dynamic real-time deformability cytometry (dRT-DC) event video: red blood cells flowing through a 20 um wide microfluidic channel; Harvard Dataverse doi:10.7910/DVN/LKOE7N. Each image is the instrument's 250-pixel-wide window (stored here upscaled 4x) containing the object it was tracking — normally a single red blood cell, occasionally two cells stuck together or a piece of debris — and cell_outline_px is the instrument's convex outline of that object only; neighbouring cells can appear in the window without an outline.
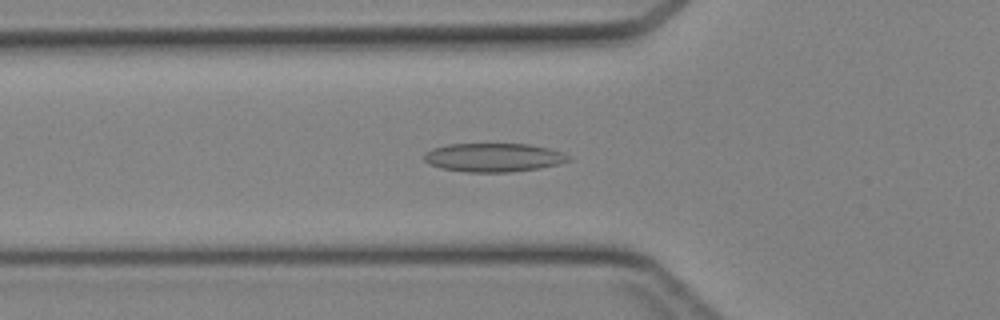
{"species": "Egyptian fruit bat (a non-hibernating species)", "species_latin": "Rousettus aegyptiacus", "temperature_condition": "cold", "stored_images_in_passage": 39, "camera_frame_rate_fps": 3000, "um_per_image_px": 0.085, "animal": {"sex": "female"}, "frame": {"image": 1, "passage_image": 16, "time_ms": 5.0, "image_size_px": [1000, 320], "cell_outline_px": [[572, 160], [556, 164], [536, 168], [508, 172], [468, 172], [440, 168], [428, 164], [424, 160], [424, 152], [432, 148], [448, 144], [528, 144], [548, 148], [564, 152]], "centroid_in_image_um": [41.9, 13.38], "position_along_channel_um": 83.9, "area_um2": 24.04}}
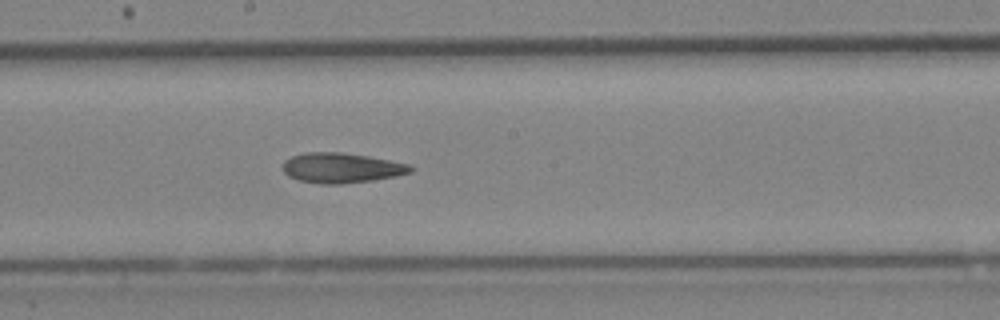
{"frame": {"image": 2, "passage_image": 25, "time_ms": 8.0, "image_size_px": [1000, 320], "cell_outline_px": [[416, 168], [412, 172], [396, 176], [372, 180], [340, 184], [324, 184], [300, 180], [288, 176], [284, 172], [284, 160], [292, 156], [304, 152], [340, 152], [368, 156], [408, 164]], "centroid_in_image_um": [29.04, 14.26], "position_along_channel_um": 219.2, "area_um2": 22.25}}
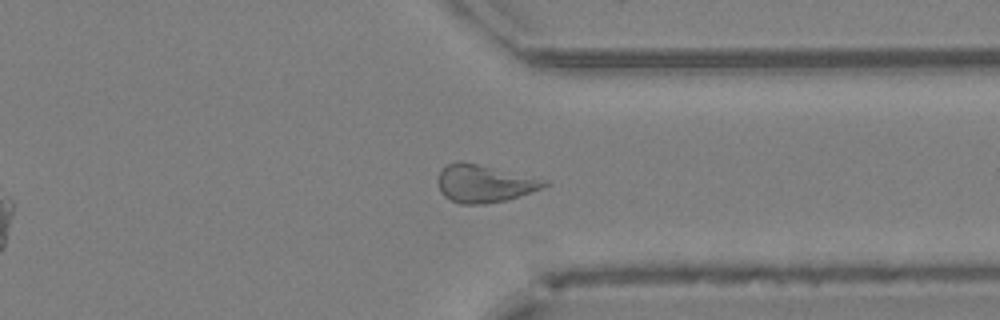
{"frame": {"image": 3, "passage_image": 35, "time_ms": 11.333, "image_size_px": [1000, 320], "cell_outline_px": [[548, 184], [540, 188], [508, 200], [484, 204], [460, 204], [444, 196], [440, 192], [440, 172], [448, 164], [456, 160], [460, 160], [548, 180]], "centroid_in_image_um": [41.16, 15.6], "position_along_channel_um": 370.2, "area_um2": 22.95}}